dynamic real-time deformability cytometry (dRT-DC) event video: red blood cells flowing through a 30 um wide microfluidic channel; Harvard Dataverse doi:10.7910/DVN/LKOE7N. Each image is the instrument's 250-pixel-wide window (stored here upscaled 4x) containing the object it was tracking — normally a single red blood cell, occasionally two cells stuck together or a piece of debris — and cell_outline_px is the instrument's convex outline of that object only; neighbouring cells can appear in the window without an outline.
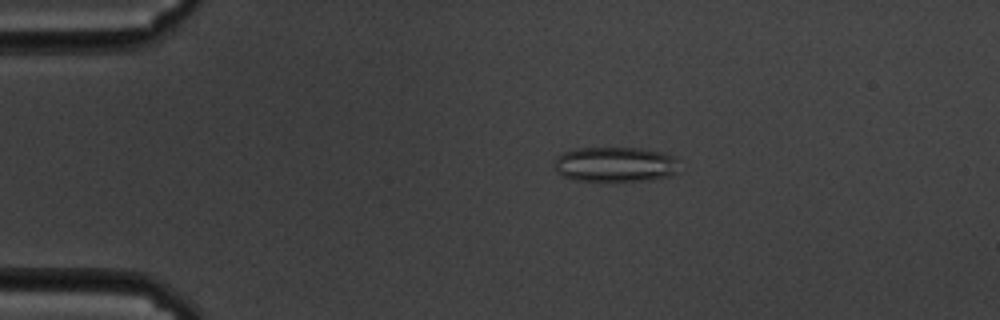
{"species": "common noctule bat (a hibernating species)", "species_latin": "Nyctalus noctula", "temperature_condition": "cold", "stored_images_in_passage": 59, "camera_frame_rate_fps": 3000, "um_per_image_px": 0.085, "animal": {"sex": "male", "body_mass_g": 19.5, "forearm_length_mm": 54.6}, "frame": {"image": 1, "passage_image": 12, "time_ms": 3.667, "image_size_px": [1000, 320], "cell_outline_px": [[676, 172], [668, 176], [648, 180], [572, 180], [556, 172], [552, 164], [556, 156], [564, 152], [576, 148], [640, 148], [664, 152], [676, 156]], "centroid_in_image_um": [52.24, 13.95], "position_along_channel_um": 32.8, "area_um2": 25.49}}
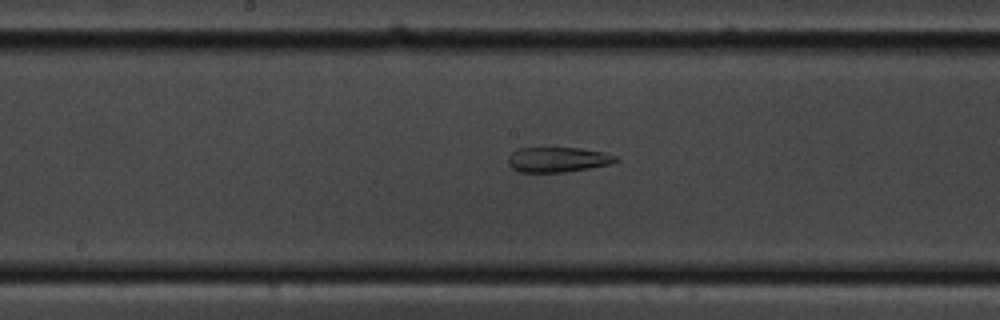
{"frame": {"image": 2, "passage_image": 31, "time_ms": 10.0, "image_size_px": [1000, 320], "cell_outline_px": [[620, 160], [612, 164], [564, 172], [520, 172], [512, 168], [508, 164], [508, 156], [512, 152], [520, 148], [580, 148], [604, 152], [616, 156]], "centroid_in_image_um": [47.42, 13.56], "position_along_channel_um": 200.8, "area_um2": 15.72}}
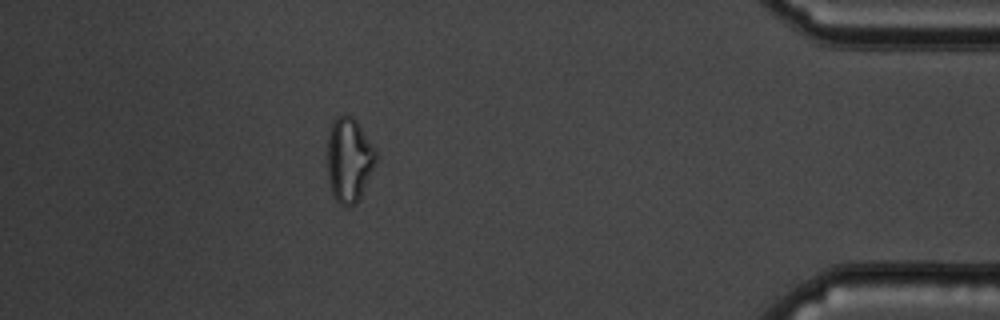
{"frame": {"image": 3, "passage_image": 53, "time_ms": 17.333, "image_size_px": [1000, 320], "cell_outline_px": [[376, 164], [356, 204], [344, 208], [336, 200], [332, 192], [328, 176], [328, 136], [332, 120], [336, 116], [344, 112], [348, 112], [356, 120], [376, 148]], "centroid_in_image_um": [29.67, 13.54], "position_along_channel_um": 405.5, "area_um2": 24.22}, "authors_computed_cell_mechanics": {"area_um2": 23.12, "velocity_mm_per_s": 3.3899, "shape_relaxation_time_tau1_ms": null, "shape_relaxation_time_tau2_ms": 3.9251, "deformation_change_tau1": null, "deformation_change_tau2": 0.1036}}